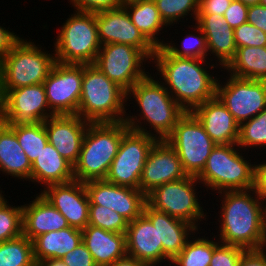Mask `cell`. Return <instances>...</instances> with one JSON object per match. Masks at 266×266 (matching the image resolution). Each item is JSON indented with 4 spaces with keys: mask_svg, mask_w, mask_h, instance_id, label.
<instances>
[{
    "mask_svg": "<svg viewBox=\"0 0 266 266\" xmlns=\"http://www.w3.org/2000/svg\"><path fill=\"white\" fill-rule=\"evenodd\" d=\"M212 61L173 56L163 47L156 48L151 60L159 71L158 79L186 112L216 97L218 78L211 74L210 69H217L218 65Z\"/></svg>",
    "mask_w": 266,
    "mask_h": 266,
    "instance_id": "6da1fadb",
    "label": "cell"
},
{
    "mask_svg": "<svg viewBox=\"0 0 266 266\" xmlns=\"http://www.w3.org/2000/svg\"><path fill=\"white\" fill-rule=\"evenodd\" d=\"M151 75L152 73H149L136 82L127 92V101L135 99L140 113H136L137 116L132 113L126 114L125 123L132 130L163 140L173 132L174 126L186 111L175 101L162 81L154 79L155 76Z\"/></svg>",
    "mask_w": 266,
    "mask_h": 266,
    "instance_id": "7a4b0ae2",
    "label": "cell"
},
{
    "mask_svg": "<svg viewBox=\"0 0 266 266\" xmlns=\"http://www.w3.org/2000/svg\"><path fill=\"white\" fill-rule=\"evenodd\" d=\"M218 194L223 198L220 200L218 241L246 250L264 248L261 231L262 199L254 189L222 191Z\"/></svg>",
    "mask_w": 266,
    "mask_h": 266,
    "instance_id": "3957f363",
    "label": "cell"
},
{
    "mask_svg": "<svg viewBox=\"0 0 266 266\" xmlns=\"http://www.w3.org/2000/svg\"><path fill=\"white\" fill-rule=\"evenodd\" d=\"M127 93L94 64H83L81 97L77 115L90 123L122 122L126 118Z\"/></svg>",
    "mask_w": 266,
    "mask_h": 266,
    "instance_id": "277c9868",
    "label": "cell"
},
{
    "mask_svg": "<svg viewBox=\"0 0 266 266\" xmlns=\"http://www.w3.org/2000/svg\"><path fill=\"white\" fill-rule=\"evenodd\" d=\"M127 129L125 121L89 123L73 166L74 180L85 183L105 179Z\"/></svg>",
    "mask_w": 266,
    "mask_h": 266,
    "instance_id": "5b68a950",
    "label": "cell"
},
{
    "mask_svg": "<svg viewBox=\"0 0 266 266\" xmlns=\"http://www.w3.org/2000/svg\"><path fill=\"white\" fill-rule=\"evenodd\" d=\"M235 146L237 144H217L211 151L205 167L196 177L207 192L208 188L218 193L254 187L255 164L242 156V150Z\"/></svg>",
    "mask_w": 266,
    "mask_h": 266,
    "instance_id": "8992f818",
    "label": "cell"
},
{
    "mask_svg": "<svg viewBox=\"0 0 266 266\" xmlns=\"http://www.w3.org/2000/svg\"><path fill=\"white\" fill-rule=\"evenodd\" d=\"M63 23L52 52L62 64H94L101 48L96 14L76 11Z\"/></svg>",
    "mask_w": 266,
    "mask_h": 266,
    "instance_id": "52a82bcc",
    "label": "cell"
},
{
    "mask_svg": "<svg viewBox=\"0 0 266 266\" xmlns=\"http://www.w3.org/2000/svg\"><path fill=\"white\" fill-rule=\"evenodd\" d=\"M20 39L0 61L6 93L11 89L42 84L56 63L55 53ZM40 48V49H39ZM49 53V54H48Z\"/></svg>",
    "mask_w": 266,
    "mask_h": 266,
    "instance_id": "ba28073f",
    "label": "cell"
},
{
    "mask_svg": "<svg viewBox=\"0 0 266 266\" xmlns=\"http://www.w3.org/2000/svg\"><path fill=\"white\" fill-rule=\"evenodd\" d=\"M198 183L200 181L190 175L165 183L149 192L146 195V202L151 208L186 221L198 230L202 219L206 220L207 217L196 194L198 188L195 187Z\"/></svg>",
    "mask_w": 266,
    "mask_h": 266,
    "instance_id": "9c48e42d",
    "label": "cell"
},
{
    "mask_svg": "<svg viewBox=\"0 0 266 266\" xmlns=\"http://www.w3.org/2000/svg\"><path fill=\"white\" fill-rule=\"evenodd\" d=\"M165 140L178 154L184 172L195 177L202 172L207 158L217 145L191 112H186L178 120Z\"/></svg>",
    "mask_w": 266,
    "mask_h": 266,
    "instance_id": "30bf717a",
    "label": "cell"
},
{
    "mask_svg": "<svg viewBox=\"0 0 266 266\" xmlns=\"http://www.w3.org/2000/svg\"><path fill=\"white\" fill-rule=\"evenodd\" d=\"M158 139L128 128L122 136L117 155L105 180L119 186L139 189L145 161Z\"/></svg>",
    "mask_w": 266,
    "mask_h": 266,
    "instance_id": "8fae6325",
    "label": "cell"
},
{
    "mask_svg": "<svg viewBox=\"0 0 266 266\" xmlns=\"http://www.w3.org/2000/svg\"><path fill=\"white\" fill-rule=\"evenodd\" d=\"M146 61L150 63L151 59L139 48L108 43L101 45L94 65L127 93L149 74L143 66Z\"/></svg>",
    "mask_w": 266,
    "mask_h": 266,
    "instance_id": "7c38bea8",
    "label": "cell"
},
{
    "mask_svg": "<svg viewBox=\"0 0 266 266\" xmlns=\"http://www.w3.org/2000/svg\"><path fill=\"white\" fill-rule=\"evenodd\" d=\"M228 75L223 84L218 78L216 97L240 125L266 108V81Z\"/></svg>",
    "mask_w": 266,
    "mask_h": 266,
    "instance_id": "4fadbf2b",
    "label": "cell"
},
{
    "mask_svg": "<svg viewBox=\"0 0 266 266\" xmlns=\"http://www.w3.org/2000/svg\"><path fill=\"white\" fill-rule=\"evenodd\" d=\"M82 79L83 64H54L43 84L48 106L55 115L77 114Z\"/></svg>",
    "mask_w": 266,
    "mask_h": 266,
    "instance_id": "5bb4252c",
    "label": "cell"
},
{
    "mask_svg": "<svg viewBox=\"0 0 266 266\" xmlns=\"http://www.w3.org/2000/svg\"><path fill=\"white\" fill-rule=\"evenodd\" d=\"M126 253L146 264L169 262L159 245L158 210L145 204L143 213L128 222L126 231Z\"/></svg>",
    "mask_w": 266,
    "mask_h": 266,
    "instance_id": "9a60e30c",
    "label": "cell"
},
{
    "mask_svg": "<svg viewBox=\"0 0 266 266\" xmlns=\"http://www.w3.org/2000/svg\"><path fill=\"white\" fill-rule=\"evenodd\" d=\"M90 204L114 210L128 222L143 213L146 195L140 189L119 186L105 179L85 182Z\"/></svg>",
    "mask_w": 266,
    "mask_h": 266,
    "instance_id": "2e32d148",
    "label": "cell"
},
{
    "mask_svg": "<svg viewBox=\"0 0 266 266\" xmlns=\"http://www.w3.org/2000/svg\"><path fill=\"white\" fill-rule=\"evenodd\" d=\"M95 14L101 45L108 43L131 45L142 50L152 60L156 48L133 24L123 6Z\"/></svg>",
    "mask_w": 266,
    "mask_h": 266,
    "instance_id": "e0dca14e",
    "label": "cell"
},
{
    "mask_svg": "<svg viewBox=\"0 0 266 266\" xmlns=\"http://www.w3.org/2000/svg\"><path fill=\"white\" fill-rule=\"evenodd\" d=\"M55 115L48 106L44 84H34L7 92L6 124L44 122Z\"/></svg>",
    "mask_w": 266,
    "mask_h": 266,
    "instance_id": "ac0fdd59",
    "label": "cell"
},
{
    "mask_svg": "<svg viewBox=\"0 0 266 266\" xmlns=\"http://www.w3.org/2000/svg\"><path fill=\"white\" fill-rule=\"evenodd\" d=\"M42 190L40 194L66 218L70 227L83 230L88 225L90 201L85 183L73 180Z\"/></svg>",
    "mask_w": 266,
    "mask_h": 266,
    "instance_id": "d6986e66",
    "label": "cell"
},
{
    "mask_svg": "<svg viewBox=\"0 0 266 266\" xmlns=\"http://www.w3.org/2000/svg\"><path fill=\"white\" fill-rule=\"evenodd\" d=\"M178 154L165 140H157L145 161L139 189L147 195L157 186L186 177Z\"/></svg>",
    "mask_w": 266,
    "mask_h": 266,
    "instance_id": "ffe728a7",
    "label": "cell"
},
{
    "mask_svg": "<svg viewBox=\"0 0 266 266\" xmlns=\"http://www.w3.org/2000/svg\"><path fill=\"white\" fill-rule=\"evenodd\" d=\"M89 123L77 114L53 115L44 121L48 142L73 166L78 160Z\"/></svg>",
    "mask_w": 266,
    "mask_h": 266,
    "instance_id": "44dd1931",
    "label": "cell"
},
{
    "mask_svg": "<svg viewBox=\"0 0 266 266\" xmlns=\"http://www.w3.org/2000/svg\"><path fill=\"white\" fill-rule=\"evenodd\" d=\"M191 113L216 144H237L240 125L217 97L205 101Z\"/></svg>",
    "mask_w": 266,
    "mask_h": 266,
    "instance_id": "7402d4cb",
    "label": "cell"
},
{
    "mask_svg": "<svg viewBox=\"0 0 266 266\" xmlns=\"http://www.w3.org/2000/svg\"><path fill=\"white\" fill-rule=\"evenodd\" d=\"M196 24L206 37L208 55L212 54L217 59L215 65H221L220 69L225 67L237 50L234 29L226 22L223 15L219 14H198Z\"/></svg>",
    "mask_w": 266,
    "mask_h": 266,
    "instance_id": "603a6c76",
    "label": "cell"
},
{
    "mask_svg": "<svg viewBox=\"0 0 266 266\" xmlns=\"http://www.w3.org/2000/svg\"><path fill=\"white\" fill-rule=\"evenodd\" d=\"M30 202L22 205L23 235L29 240L69 227L66 218L40 193Z\"/></svg>",
    "mask_w": 266,
    "mask_h": 266,
    "instance_id": "cb8c5ba5",
    "label": "cell"
},
{
    "mask_svg": "<svg viewBox=\"0 0 266 266\" xmlns=\"http://www.w3.org/2000/svg\"><path fill=\"white\" fill-rule=\"evenodd\" d=\"M82 242L92 254L97 266L110 265L127 255L126 233H116L87 225L82 230Z\"/></svg>",
    "mask_w": 266,
    "mask_h": 266,
    "instance_id": "d4e9b609",
    "label": "cell"
},
{
    "mask_svg": "<svg viewBox=\"0 0 266 266\" xmlns=\"http://www.w3.org/2000/svg\"><path fill=\"white\" fill-rule=\"evenodd\" d=\"M74 180L73 165L63 158L49 142L32 163L31 182L47 187Z\"/></svg>",
    "mask_w": 266,
    "mask_h": 266,
    "instance_id": "484cf974",
    "label": "cell"
},
{
    "mask_svg": "<svg viewBox=\"0 0 266 266\" xmlns=\"http://www.w3.org/2000/svg\"><path fill=\"white\" fill-rule=\"evenodd\" d=\"M31 168L32 164L20 146L15 132L3 123L0 126V172L30 182Z\"/></svg>",
    "mask_w": 266,
    "mask_h": 266,
    "instance_id": "4316f807",
    "label": "cell"
},
{
    "mask_svg": "<svg viewBox=\"0 0 266 266\" xmlns=\"http://www.w3.org/2000/svg\"><path fill=\"white\" fill-rule=\"evenodd\" d=\"M35 262L62 259L82 243V230L68 227L39 235L32 240Z\"/></svg>",
    "mask_w": 266,
    "mask_h": 266,
    "instance_id": "83f0119b",
    "label": "cell"
},
{
    "mask_svg": "<svg viewBox=\"0 0 266 266\" xmlns=\"http://www.w3.org/2000/svg\"><path fill=\"white\" fill-rule=\"evenodd\" d=\"M198 230L191 224L158 211L159 245L163 254L171 261L185 247L186 242Z\"/></svg>",
    "mask_w": 266,
    "mask_h": 266,
    "instance_id": "f1b7e54d",
    "label": "cell"
},
{
    "mask_svg": "<svg viewBox=\"0 0 266 266\" xmlns=\"http://www.w3.org/2000/svg\"><path fill=\"white\" fill-rule=\"evenodd\" d=\"M122 6L126 9L133 24L155 48H160L164 45V39L161 41L157 36L161 35L160 31L163 28L165 30V27L167 28L168 26L161 19L153 0L139 1Z\"/></svg>",
    "mask_w": 266,
    "mask_h": 266,
    "instance_id": "f546056e",
    "label": "cell"
},
{
    "mask_svg": "<svg viewBox=\"0 0 266 266\" xmlns=\"http://www.w3.org/2000/svg\"><path fill=\"white\" fill-rule=\"evenodd\" d=\"M221 71L245 79L266 81V47H239L235 56Z\"/></svg>",
    "mask_w": 266,
    "mask_h": 266,
    "instance_id": "4dcf8cb0",
    "label": "cell"
},
{
    "mask_svg": "<svg viewBox=\"0 0 266 266\" xmlns=\"http://www.w3.org/2000/svg\"><path fill=\"white\" fill-rule=\"evenodd\" d=\"M194 235V236H193ZM195 234L188 239L185 244V247L182 251L175 256L171 261L168 262V265L174 266H209L214 249L220 244L218 239L212 237L213 240H209L208 236L203 238L195 237ZM193 240H192V239ZM197 238V239H196ZM215 238V240H214ZM172 263V264H171Z\"/></svg>",
    "mask_w": 266,
    "mask_h": 266,
    "instance_id": "1f68e13d",
    "label": "cell"
},
{
    "mask_svg": "<svg viewBox=\"0 0 266 266\" xmlns=\"http://www.w3.org/2000/svg\"><path fill=\"white\" fill-rule=\"evenodd\" d=\"M7 125L15 132L20 146L32 164L48 143L44 122Z\"/></svg>",
    "mask_w": 266,
    "mask_h": 266,
    "instance_id": "d6a6232c",
    "label": "cell"
},
{
    "mask_svg": "<svg viewBox=\"0 0 266 266\" xmlns=\"http://www.w3.org/2000/svg\"><path fill=\"white\" fill-rule=\"evenodd\" d=\"M0 266H36L32 241L22 234L1 242Z\"/></svg>",
    "mask_w": 266,
    "mask_h": 266,
    "instance_id": "836d02e7",
    "label": "cell"
},
{
    "mask_svg": "<svg viewBox=\"0 0 266 266\" xmlns=\"http://www.w3.org/2000/svg\"><path fill=\"white\" fill-rule=\"evenodd\" d=\"M189 26V28L195 31V33H186V36L183 37L181 43V48L179 44L172 43L173 41H167L168 43H164L162 46L170 55L177 57H185V58H195V59H207L208 57V49L207 42L204 32L201 28L195 23L194 25ZM189 35V36H188ZM170 42V43H169Z\"/></svg>",
    "mask_w": 266,
    "mask_h": 266,
    "instance_id": "e575fe53",
    "label": "cell"
},
{
    "mask_svg": "<svg viewBox=\"0 0 266 266\" xmlns=\"http://www.w3.org/2000/svg\"><path fill=\"white\" fill-rule=\"evenodd\" d=\"M159 11L161 19L170 26L182 21L184 17L191 15L196 22L199 12V0H153ZM189 14V15H188Z\"/></svg>",
    "mask_w": 266,
    "mask_h": 266,
    "instance_id": "d590c367",
    "label": "cell"
},
{
    "mask_svg": "<svg viewBox=\"0 0 266 266\" xmlns=\"http://www.w3.org/2000/svg\"><path fill=\"white\" fill-rule=\"evenodd\" d=\"M237 146L244 148L243 152L249 147L266 148V108L255 117L240 124Z\"/></svg>",
    "mask_w": 266,
    "mask_h": 266,
    "instance_id": "8d00e7d4",
    "label": "cell"
},
{
    "mask_svg": "<svg viewBox=\"0 0 266 266\" xmlns=\"http://www.w3.org/2000/svg\"><path fill=\"white\" fill-rule=\"evenodd\" d=\"M22 234V205H9L5 198L0 203V243L18 238Z\"/></svg>",
    "mask_w": 266,
    "mask_h": 266,
    "instance_id": "74e56055",
    "label": "cell"
},
{
    "mask_svg": "<svg viewBox=\"0 0 266 266\" xmlns=\"http://www.w3.org/2000/svg\"><path fill=\"white\" fill-rule=\"evenodd\" d=\"M88 225L116 233H126L128 221L112 209L90 204Z\"/></svg>",
    "mask_w": 266,
    "mask_h": 266,
    "instance_id": "f35d334b",
    "label": "cell"
},
{
    "mask_svg": "<svg viewBox=\"0 0 266 266\" xmlns=\"http://www.w3.org/2000/svg\"><path fill=\"white\" fill-rule=\"evenodd\" d=\"M237 48L246 46L266 47V33L248 22L234 29Z\"/></svg>",
    "mask_w": 266,
    "mask_h": 266,
    "instance_id": "ab89813d",
    "label": "cell"
},
{
    "mask_svg": "<svg viewBox=\"0 0 266 266\" xmlns=\"http://www.w3.org/2000/svg\"><path fill=\"white\" fill-rule=\"evenodd\" d=\"M246 249L220 243L213 252L209 266H239L243 252Z\"/></svg>",
    "mask_w": 266,
    "mask_h": 266,
    "instance_id": "60d3db41",
    "label": "cell"
},
{
    "mask_svg": "<svg viewBox=\"0 0 266 266\" xmlns=\"http://www.w3.org/2000/svg\"><path fill=\"white\" fill-rule=\"evenodd\" d=\"M76 11L98 13L122 6V0H69Z\"/></svg>",
    "mask_w": 266,
    "mask_h": 266,
    "instance_id": "b9f144b4",
    "label": "cell"
},
{
    "mask_svg": "<svg viewBox=\"0 0 266 266\" xmlns=\"http://www.w3.org/2000/svg\"><path fill=\"white\" fill-rule=\"evenodd\" d=\"M62 261L67 266H97L93 260L92 254L88 251L83 242L74 250L68 252L62 258Z\"/></svg>",
    "mask_w": 266,
    "mask_h": 266,
    "instance_id": "7bdbcfd3",
    "label": "cell"
},
{
    "mask_svg": "<svg viewBox=\"0 0 266 266\" xmlns=\"http://www.w3.org/2000/svg\"><path fill=\"white\" fill-rule=\"evenodd\" d=\"M249 6L240 1L233 0L226 9L223 17L232 29L237 28L247 22V13Z\"/></svg>",
    "mask_w": 266,
    "mask_h": 266,
    "instance_id": "ee69618b",
    "label": "cell"
},
{
    "mask_svg": "<svg viewBox=\"0 0 266 266\" xmlns=\"http://www.w3.org/2000/svg\"><path fill=\"white\" fill-rule=\"evenodd\" d=\"M266 248L248 249L241 256L239 266H266Z\"/></svg>",
    "mask_w": 266,
    "mask_h": 266,
    "instance_id": "f6af8a7d",
    "label": "cell"
},
{
    "mask_svg": "<svg viewBox=\"0 0 266 266\" xmlns=\"http://www.w3.org/2000/svg\"><path fill=\"white\" fill-rule=\"evenodd\" d=\"M233 0H199L198 14L224 15Z\"/></svg>",
    "mask_w": 266,
    "mask_h": 266,
    "instance_id": "bcb514c9",
    "label": "cell"
},
{
    "mask_svg": "<svg viewBox=\"0 0 266 266\" xmlns=\"http://www.w3.org/2000/svg\"><path fill=\"white\" fill-rule=\"evenodd\" d=\"M247 22L266 33V7L261 4L249 6Z\"/></svg>",
    "mask_w": 266,
    "mask_h": 266,
    "instance_id": "7dc6e473",
    "label": "cell"
},
{
    "mask_svg": "<svg viewBox=\"0 0 266 266\" xmlns=\"http://www.w3.org/2000/svg\"><path fill=\"white\" fill-rule=\"evenodd\" d=\"M1 24V23H0ZM0 26V61L8 54L12 47L21 39L13 31Z\"/></svg>",
    "mask_w": 266,
    "mask_h": 266,
    "instance_id": "c3c4849f",
    "label": "cell"
},
{
    "mask_svg": "<svg viewBox=\"0 0 266 266\" xmlns=\"http://www.w3.org/2000/svg\"><path fill=\"white\" fill-rule=\"evenodd\" d=\"M255 163L254 191L261 199H266V162Z\"/></svg>",
    "mask_w": 266,
    "mask_h": 266,
    "instance_id": "681fc988",
    "label": "cell"
},
{
    "mask_svg": "<svg viewBox=\"0 0 266 266\" xmlns=\"http://www.w3.org/2000/svg\"><path fill=\"white\" fill-rule=\"evenodd\" d=\"M6 98H7V93L5 90V85L2 79V72L0 68V121L3 122L6 115Z\"/></svg>",
    "mask_w": 266,
    "mask_h": 266,
    "instance_id": "f907efd6",
    "label": "cell"
},
{
    "mask_svg": "<svg viewBox=\"0 0 266 266\" xmlns=\"http://www.w3.org/2000/svg\"><path fill=\"white\" fill-rule=\"evenodd\" d=\"M107 266H147V264L137 260L136 258L126 255L124 258L118 259L114 263Z\"/></svg>",
    "mask_w": 266,
    "mask_h": 266,
    "instance_id": "816d5d0a",
    "label": "cell"
},
{
    "mask_svg": "<svg viewBox=\"0 0 266 266\" xmlns=\"http://www.w3.org/2000/svg\"><path fill=\"white\" fill-rule=\"evenodd\" d=\"M261 231L263 235L264 248H266V199L261 202Z\"/></svg>",
    "mask_w": 266,
    "mask_h": 266,
    "instance_id": "f5cc1de1",
    "label": "cell"
},
{
    "mask_svg": "<svg viewBox=\"0 0 266 266\" xmlns=\"http://www.w3.org/2000/svg\"><path fill=\"white\" fill-rule=\"evenodd\" d=\"M36 266H67L62 259H45L36 262Z\"/></svg>",
    "mask_w": 266,
    "mask_h": 266,
    "instance_id": "db71d44e",
    "label": "cell"
},
{
    "mask_svg": "<svg viewBox=\"0 0 266 266\" xmlns=\"http://www.w3.org/2000/svg\"><path fill=\"white\" fill-rule=\"evenodd\" d=\"M236 1H240L247 6L258 5L260 3V0H236Z\"/></svg>",
    "mask_w": 266,
    "mask_h": 266,
    "instance_id": "11a10c76",
    "label": "cell"
},
{
    "mask_svg": "<svg viewBox=\"0 0 266 266\" xmlns=\"http://www.w3.org/2000/svg\"><path fill=\"white\" fill-rule=\"evenodd\" d=\"M139 1H150V0H122V5L135 3V2H139Z\"/></svg>",
    "mask_w": 266,
    "mask_h": 266,
    "instance_id": "9f6ffc18",
    "label": "cell"
},
{
    "mask_svg": "<svg viewBox=\"0 0 266 266\" xmlns=\"http://www.w3.org/2000/svg\"><path fill=\"white\" fill-rule=\"evenodd\" d=\"M2 193H4V192H2V190H0V203L5 199V194L3 195Z\"/></svg>",
    "mask_w": 266,
    "mask_h": 266,
    "instance_id": "6f0895ef",
    "label": "cell"
},
{
    "mask_svg": "<svg viewBox=\"0 0 266 266\" xmlns=\"http://www.w3.org/2000/svg\"><path fill=\"white\" fill-rule=\"evenodd\" d=\"M259 4L264 5L266 7V0H260Z\"/></svg>",
    "mask_w": 266,
    "mask_h": 266,
    "instance_id": "680465c9",
    "label": "cell"
},
{
    "mask_svg": "<svg viewBox=\"0 0 266 266\" xmlns=\"http://www.w3.org/2000/svg\"><path fill=\"white\" fill-rule=\"evenodd\" d=\"M158 264H147V266H157Z\"/></svg>",
    "mask_w": 266,
    "mask_h": 266,
    "instance_id": "91938a15",
    "label": "cell"
}]
</instances>
